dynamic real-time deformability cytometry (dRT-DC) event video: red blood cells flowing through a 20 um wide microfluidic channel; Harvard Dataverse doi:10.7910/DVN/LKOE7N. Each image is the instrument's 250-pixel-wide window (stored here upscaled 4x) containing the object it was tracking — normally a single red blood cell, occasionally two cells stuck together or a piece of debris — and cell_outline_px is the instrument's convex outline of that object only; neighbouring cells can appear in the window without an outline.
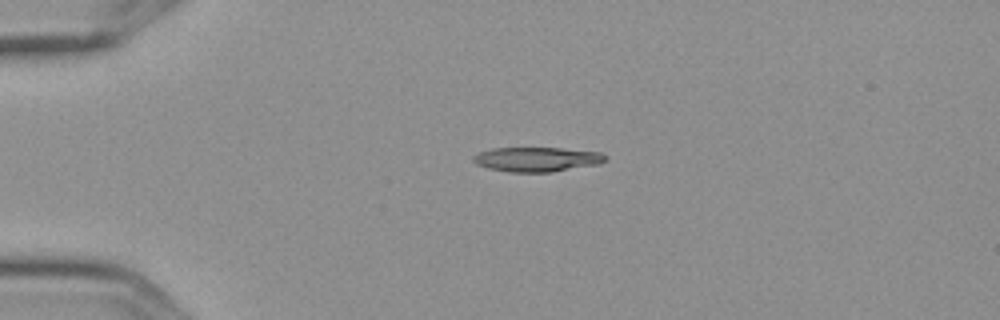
{"species": "Egyptian fruit bat (a non-hibernating species)", "species_latin": "Rousettus aegyptiacus", "temperature_condition": "cold", "stored_images_in_passage": 2, "camera_frame_rate_fps": 3000, "um_per_image_px": 0.085, "frame": {"image": 1, "passage_image": 1, "time_ms": 0.0, "image_size_px": [1000, 320], "cell_outline_px": [[608, 156], [604, 160], [596, 164], [552, 172], [508, 172], [488, 168], [476, 164], [472, 160], [472, 156], [480, 152], [492, 148], [560, 148], [600, 152]], "centroid_in_image_um": [45.59, 13.54], "position_along_channel_um": 39.4, "area_um2": 18.79}}